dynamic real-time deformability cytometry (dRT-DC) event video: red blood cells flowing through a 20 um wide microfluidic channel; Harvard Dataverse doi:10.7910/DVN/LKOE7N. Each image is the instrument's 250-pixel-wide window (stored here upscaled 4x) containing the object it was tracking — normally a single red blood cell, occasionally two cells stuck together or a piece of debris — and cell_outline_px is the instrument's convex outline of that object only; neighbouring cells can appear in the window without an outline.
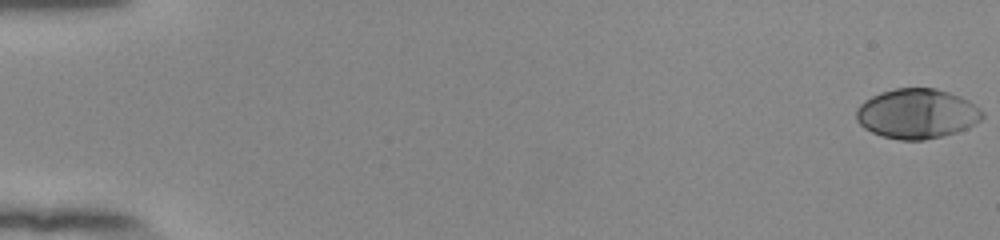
{"species": "human", "species_latin": "Homo sapiens", "temperature_condition": "room temperature", "stored_images_in_passage": 17, "camera_frame_rate_fps": 3000, "um_per_image_px": 0.085, "donor": {"sex": "female"}, "frame": {"image": 1, "passage_image": 1, "time_ms": 0.0, "image_size_px": [1000, 240], "cell_outline_px": [[984, 116], [980, 120], [968, 128], [956, 132], [924, 140], [900, 140], [880, 136], [864, 128], [856, 120], [856, 108], [864, 100], [880, 92], [896, 88], [936, 88], [960, 96], [968, 100], [980, 108], [984, 112]], "centroid_in_image_um": [77.93, 9.66], "position_along_channel_um": 7.1, "area_um2": 36.76}}
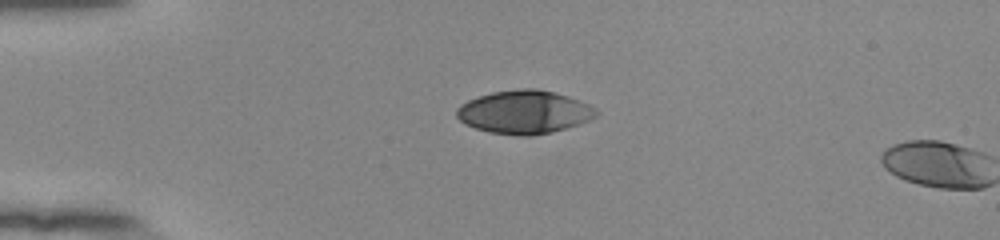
{"frame": {"image": 2, "passage_image": 15, "time_ms": 4.667, "image_size_px": [1000, 240], "cell_outline_px": [[600, 112], [596, 116], [588, 120], [552, 132], [532, 136], [516, 136], [488, 132], [464, 124], [456, 116], [456, 108], [460, 104], [468, 100], [492, 92], [520, 88], [536, 88], [568, 96], [588, 104], [596, 108]], "centroid_in_image_um": [44.53, 9.53], "position_along_channel_um": 40.5, "area_um2": 35.2}}